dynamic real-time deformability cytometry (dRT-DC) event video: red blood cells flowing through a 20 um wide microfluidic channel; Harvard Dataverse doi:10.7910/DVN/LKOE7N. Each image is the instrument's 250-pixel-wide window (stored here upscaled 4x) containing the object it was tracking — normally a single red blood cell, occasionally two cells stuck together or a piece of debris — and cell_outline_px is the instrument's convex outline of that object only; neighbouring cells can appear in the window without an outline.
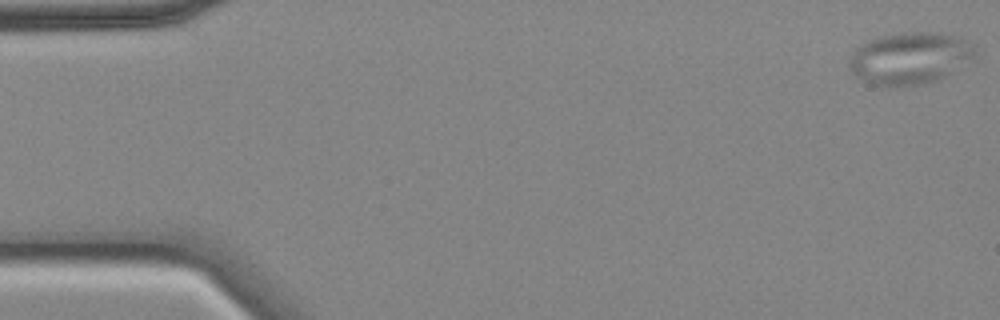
{"species": "common noctule bat (a hibernating species)", "species_latin": "Nyctalus noctula", "temperature_condition": "cold", "stored_images_in_passage": 57, "camera_frame_rate_fps": 3000, "um_per_image_px": 0.085, "animal": {"sex": "female", "body_mass_g": 18.4}, "frame": {"image": 1, "passage_image": 1, "time_ms": 0.0, "image_size_px": [1000, 320], "cell_outline_px": [[976, 52], [972, 56], [944, 76], [936, 80], [920, 84], [892, 88], [872, 84], [856, 76], [848, 68], [848, 64], [856, 48], [860, 44], [868, 40], [880, 36], [900, 32], [936, 32], [960, 36], [976, 44]], "centroid_in_image_um": [77.3, 4.93], "position_along_channel_um": 7.7, "area_um2": 38.09}}
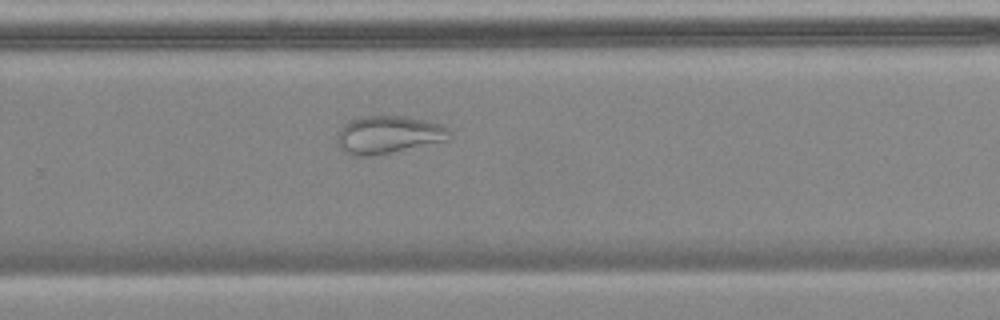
{"frame": {"image": 2, "passage_image": 37, "time_ms": 12.0, "image_size_px": [1000, 320], "cell_outline_px": [[452, 136], [448, 140], [372, 156], [352, 156], [344, 152], [336, 144], [336, 140], [344, 124], [360, 116], [404, 116], [424, 120], [440, 124], [448, 128], [452, 132]], "centroid_in_image_um": [33.01, 11.46], "position_along_channel_um": 296.8, "area_um2": 24.68}}
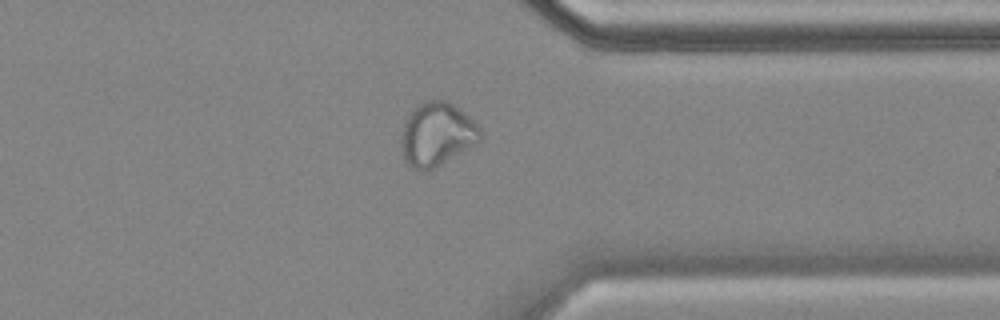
{"frame": {"image": 3, "passage_image": 44, "time_ms": 14.333, "image_size_px": [1000, 320], "cell_outline_px": [[480, 140], [432, 168], [416, 168], [408, 164], [404, 156], [400, 140], [404, 124], [412, 108], [424, 100], [448, 100], [464, 112], [480, 128]], "centroid_in_image_um": [37.1, 11.34], "position_along_channel_um": 374.3, "area_um2": 28.32}, "authors_computed_cell_mechanics": {"area_um2": 29.9982, "velocity_mm_per_s": 3.506, "shape_relaxation_time_tau1_ms": null, "shape_relaxation_time_tau2_ms": 3.4107, "deformation_change_tau1": null, "deformation_change_tau2": 0.0831}}